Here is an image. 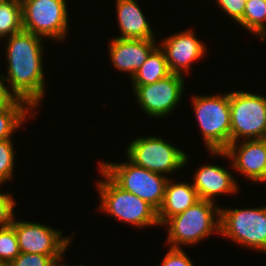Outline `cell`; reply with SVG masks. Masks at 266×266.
<instances>
[{
  "label": "cell",
  "instance_id": "6da1fadb",
  "mask_svg": "<svg viewBox=\"0 0 266 266\" xmlns=\"http://www.w3.org/2000/svg\"><path fill=\"white\" fill-rule=\"evenodd\" d=\"M43 39L22 30L5 41L8 59V75L5 78L11 86V92L35 110L45 95Z\"/></svg>",
  "mask_w": 266,
  "mask_h": 266
},
{
  "label": "cell",
  "instance_id": "7a4b0ae2",
  "mask_svg": "<svg viewBox=\"0 0 266 266\" xmlns=\"http://www.w3.org/2000/svg\"><path fill=\"white\" fill-rule=\"evenodd\" d=\"M215 205L214 202L199 200L181 214L167 219L162 225H168L166 241L170 248L194 245L214 232H220V206Z\"/></svg>",
  "mask_w": 266,
  "mask_h": 266
},
{
  "label": "cell",
  "instance_id": "3957f363",
  "mask_svg": "<svg viewBox=\"0 0 266 266\" xmlns=\"http://www.w3.org/2000/svg\"><path fill=\"white\" fill-rule=\"evenodd\" d=\"M104 180L99 181L100 210L118 220L134 225L149 227L159 225L157 211L140 197L120 188L101 168Z\"/></svg>",
  "mask_w": 266,
  "mask_h": 266
},
{
  "label": "cell",
  "instance_id": "277c9868",
  "mask_svg": "<svg viewBox=\"0 0 266 266\" xmlns=\"http://www.w3.org/2000/svg\"><path fill=\"white\" fill-rule=\"evenodd\" d=\"M193 109L208 151H223L230 144V93L193 96Z\"/></svg>",
  "mask_w": 266,
  "mask_h": 266
},
{
  "label": "cell",
  "instance_id": "5b68a950",
  "mask_svg": "<svg viewBox=\"0 0 266 266\" xmlns=\"http://www.w3.org/2000/svg\"><path fill=\"white\" fill-rule=\"evenodd\" d=\"M100 168L123 190L150 204L157 212L162 206L167 182L166 175L153 173L128 160L123 163H101Z\"/></svg>",
  "mask_w": 266,
  "mask_h": 266
},
{
  "label": "cell",
  "instance_id": "8992f818",
  "mask_svg": "<svg viewBox=\"0 0 266 266\" xmlns=\"http://www.w3.org/2000/svg\"><path fill=\"white\" fill-rule=\"evenodd\" d=\"M234 242L266 252V206L244 209L220 207V232Z\"/></svg>",
  "mask_w": 266,
  "mask_h": 266
},
{
  "label": "cell",
  "instance_id": "52a82bcc",
  "mask_svg": "<svg viewBox=\"0 0 266 266\" xmlns=\"http://www.w3.org/2000/svg\"><path fill=\"white\" fill-rule=\"evenodd\" d=\"M162 137H140L127 147V158L134 165L165 175L187 165L188 155Z\"/></svg>",
  "mask_w": 266,
  "mask_h": 266
},
{
  "label": "cell",
  "instance_id": "ba28073f",
  "mask_svg": "<svg viewBox=\"0 0 266 266\" xmlns=\"http://www.w3.org/2000/svg\"><path fill=\"white\" fill-rule=\"evenodd\" d=\"M230 143L262 139L266 126V98L244 91L230 92Z\"/></svg>",
  "mask_w": 266,
  "mask_h": 266
},
{
  "label": "cell",
  "instance_id": "9c48e42d",
  "mask_svg": "<svg viewBox=\"0 0 266 266\" xmlns=\"http://www.w3.org/2000/svg\"><path fill=\"white\" fill-rule=\"evenodd\" d=\"M21 6L23 30L54 40L67 37L66 0H25Z\"/></svg>",
  "mask_w": 266,
  "mask_h": 266
},
{
  "label": "cell",
  "instance_id": "30bf717a",
  "mask_svg": "<svg viewBox=\"0 0 266 266\" xmlns=\"http://www.w3.org/2000/svg\"><path fill=\"white\" fill-rule=\"evenodd\" d=\"M184 75L171 73L155 83L132 85L137 103L150 117H165L181 100L184 91Z\"/></svg>",
  "mask_w": 266,
  "mask_h": 266
},
{
  "label": "cell",
  "instance_id": "8fae6325",
  "mask_svg": "<svg viewBox=\"0 0 266 266\" xmlns=\"http://www.w3.org/2000/svg\"><path fill=\"white\" fill-rule=\"evenodd\" d=\"M11 226L15 229L19 249L23 253L63 255L71 244V236L62 237V230H55L47 225L16 221L14 218Z\"/></svg>",
  "mask_w": 266,
  "mask_h": 266
},
{
  "label": "cell",
  "instance_id": "7c38bea8",
  "mask_svg": "<svg viewBox=\"0 0 266 266\" xmlns=\"http://www.w3.org/2000/svg\"><path fill=\"white\" fill-rule=\"evenodd\" d=\"M230 143L223 151H209L213 155L230 159L237 172L253 182H264L266 142L262 139L242 140Z\"/></svg>",
  "mask_w": 266,
  "mask_h": 266
},
{
  "label": "cell",
  "instance_id": "4fadbf2b",
  "mask_svg": "<svg viewBox=\"0 0 266 266\" xmlns=\"http://www.w3.org/2000/svg\"><path fill=\"white\" fill-rule=\"evenodd\" d=\"M161 48L171 73L179 75L182 72L189 73L192 63L203 58L206 53V45L195 37L192 29L165 38Z\"/></svg>",
  "mask_w": 266,
  "mask_h": 266
},
{
  "label": "cell",
  "instance_id": "5bb4252c",
  "mask_svg": "<svg viewBox=\"0 0 266 266\" xmlns=\"http://www.w3.org/2000/svg\"><path fill=\"white\" fill-rule=\"evenodd\" d=\"M109 44V58L118 71L128 72L130 78L145 62L157 46L155 39L112 38Z\"/></svg>",
  "mask_w": 266,
  "mask_h": 266
},
{
  "label": "cell",
  "instance_id": "9a60e30c",
  "mask_svg": "<svg viewBox=\"0 0 266 266\" xmlns=\"http://www.w3.org/2000/svg\"><path fill=\"white\" fill-rule=\"evenodd\" d=\"M193 187L200 200L214 202V197L221 194H233L238 191V183L227 169L219 165H202L194 174Z\"/></svg>",
  "mask_w": 266,
  "mask_h": 266
},
{
  "label": "cell",
  "instance_id": "2e32d148",
  "mask_svg": "<svg viewBox=\"0 0 266 266\" xmlns=\"http://www.w3.org/2000/svg\"><path fill=\"white\" fill-rule=\"evenodd\" d=\"M121 35L115 38L154 39L155 35L136 0H116Z\"/></svg>",
  "mask_w": 266,
  "mask_h": 266
},
{
  "label": "cell",
  "instance_id": "e0dca14e",
  "mask_svg": "<svg viewBox=\"0 0 266 266\" xmlns=\"http://www.w3.org/2000/svg\"><path fill=\"white\" fill-rule=\"evenodd\" d=\"M200 200L192 183L173 182L170 178L167 182L162 206L157 212L159 225L169 218L181 214Z\"/></svg>",
  "mask_w": 266,
  "mask_h": 266
},
{
  "label": "cell",
  "instance_id": "ac0fdd59",
  "mask_svg": "<svg viewBox=\"0 0 266 266\" xmlns=\"http://www.w3.org/2000/svg\"><path fill=\"white\" fill-rule=\"evenodd\" d=\"M171 74L163 49L156 46L131 78L132 85H147Z\"/></svg>",
  "mask_w": 266,
  "mask_h": 266
},
{
  "label": "cell",
  "instance_id": "d6986e66",
  "mask_svg": "<svg viewBox=\"0 0 266 266\" xmlns=\"http://www.w3.org/2000/svg\"><path fill=\"white\" fill-rule=\"evenodd\" d=\"M31 109L26 101L18 98L11 105L0 108V141L11 139L14 131L23 126L25 119L29 115L34 116Z\"/></svg>",
  "mask_w": 266,
  "mask_h": 266
},
{
  "label": "cell",
  "instance_id": "ffe728a7",
  "mask_svg": "<svg viewBox=\"0 0 266 266\" xmlns=\"http://www.w3.org/2000/svg\"><path fill=\"white\" fill-rule=\"evenodd\" d=\"M265 22L266 0H247L243 18L238 24L264 40L266 38Z\"/></svg>",
  "mask_w": 266,
  "mask_h": 266
},
{
  "label": "cell",
  "instance_id": "44dd1931",
  "mask_svg": "<svg viewBox=\"0 0 266 266\" xmlns=\"http://www.w3.org/2000/svg\"><path fill=\"white\" fill-rule=\"evenodd\" d=\"M23 30L22 6L18 0L0 2V35L9 37Z\"/></svg>",
  "mask_w": 266,
  "mask_h": 266
},
{
  "label": "cell",
  "instance_id": "7402d4cb",
  "mask_svg": "<svg viewBox=\"0 0 266 266\" xmlns=\"http://www.w3.org/2000/svg\"><path fill=\"white\" fill-rule=\"evenodd\" d=\"M20 253L15 229L12 226L0 228V263L8 266Z\"/></svg>",
  "mask_w": 266,
  "mask_h": 266
},
{
  "label": "cell",
  "instance_id": "603a6c76",
  "mask_svg": "<svg viewBox=\"0 0 266 266\" xmlns=\"http://www.w3.org/2000/svg\"><path fill=\"white\" fill-rule=\"evenodd\" d=\"M63 255H41L21 252L8 266H56Z\"/></svg>",
  "mask_w": 266,
  "mask_h": 266
},
{
  "label": "cell",
  "instance_id": "cb8c5ba5",
  "mask_svg": "<svg viewBox=\"0 0 266 266\" xmlns=\"http://www.w3.org/2000/svg\"><path fill=\"white\" fill-rule=\"evenodd\" d=\"M12 139L0 141V180L4 183L13 178L14 150Z\"/></svg>",
  "mask_w": 266,
  "mask_h": 266
},
{
  "label": "cell",
  "instance_id": "d4e9b609",
  "mask_svg": "<svg viewBox=\"0 0 266 266\" xmlns=\"http://www.w3.org/2000/svg\"><path fill=\"white\" fill-rule=\"evenodd\" d=\"M14 206H16V202L11 193L2 194L0 190V228L11 226L13 223L15 218Z\"/></svg>",
  "mask_w": 266,
  "mask_h": 266
},
{
  "label": "cell",
  "instance_id": "484cf974",
  "mask_svg": "<svg viewBox=\"0 0 266 266\" xmlns=\"http://www.w3.org/2000/svg\"><path fill=\"white\" fill-rule=\"evenodd\" d=\"M218 6L237 23L243 18L247 0H216Z\"/></svg>",
  "mask_w": 266,
  "mask_h": 266
},
{
  "label": "cell",
  "instance_id": "4316f807",
  "mask_svg": "<svg viewBox=\"0 0 266 266\" xmlns=\"http://www.w3.org/2000/svg\"><path fill=\"white\" fill-rule=\"evenodd\" d=\"M161 266H194L182 248H170L166 253Z\"/></svg>",
  "mask_w": 266,
  "mask_h": 266
},
{
  "label": "cell",
  "instance_id": "83f0119b",
  "mask_svg": "<svg viewBox=\"0 0 266 266\" xmlns=\"http://www.w3.org/2000/svg\"><path fill=\"white\" fill-rule=\"evenodd\" d=\"M5 82V76H0V108L11 105L17 99L7 85L4 84Z\"/></svg>",
  "mask_w": 266,
  "mask_h": 266
},
{
  "label": "cell",
  "instance_id": "f1b7e54d",
  "mask_svg": "<svg viewBox=\"0 0 266 266\" xmlns=\"http://www.w3.org/2000/svg\"><path fill=\"white\" fill-rule=\"evenodd\" d=\"M262 140H264L266 142V126H265V130L263 132Z\"/></svg>",
  "mask_w": 266,
  "mask_h": 266
},
{
  "label": "cell",
  "instance_id": "f546056e",
  "mask_svg": "<svg viewBox=\"0 0 266 266\" xmlns=\"http://www.w3.org/2000/svg\"><path fill=\"white\" fill-rule=\"evenodd\" d=\"M56 266H70V265H67V264H61V263H58ZM78 266H85V265H78Z\"/></svg>",
  "mask_w": 266,
  "mask_h": 266
},
{
  "label": "cell",
  "instance_id": "4dcf8cb0",
  "mask_svg": "<svg viewBox=\"0 0 266 266\" xmlns=\"http://www.w3.org/2000/svg\"><path fill=\"white\" fill-rule=\"evenodd\" d=\"M264 183H266V165H265V170H264Z\"/></svg>",
  "mask_w": 266,
  "mask_h": 266
}]
</instances>
